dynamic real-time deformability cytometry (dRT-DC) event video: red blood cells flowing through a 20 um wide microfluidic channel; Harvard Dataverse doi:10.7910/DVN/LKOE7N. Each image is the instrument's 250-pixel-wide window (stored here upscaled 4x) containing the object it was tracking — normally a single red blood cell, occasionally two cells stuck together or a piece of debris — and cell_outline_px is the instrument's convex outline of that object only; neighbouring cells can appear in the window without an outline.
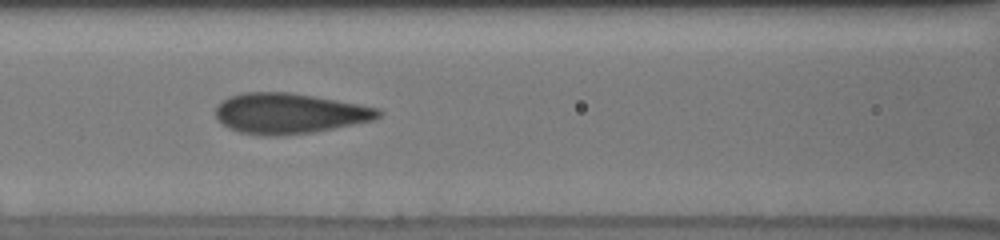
{"species": "human", "species_latin": "Homo sapiens", "temperature_condition": "cold", "stored_images_in_passage": 13, "camera_frame_rate_fps": 3000, "um_per_image_px": 0.085, "donor": {"sex": "male"}, "frame": {"image": 1, "passage_image": 10, "time_ms": 6.0, "image_size_px": [1000, 240], "cell_outline_px": [[384, 112], [376, 120], [312, 132], [276, 136], [260, 136], [240, 132], [228, 128], [220, 124], [216, 116], [216, 108], [228, 96], [244, 92], [288, 92], [360, 104], [380, 108]], "centroid_in_image_um": [24.6, 9.65], "position_along_channel_um": 142.0, "area_um2": 38.49}}
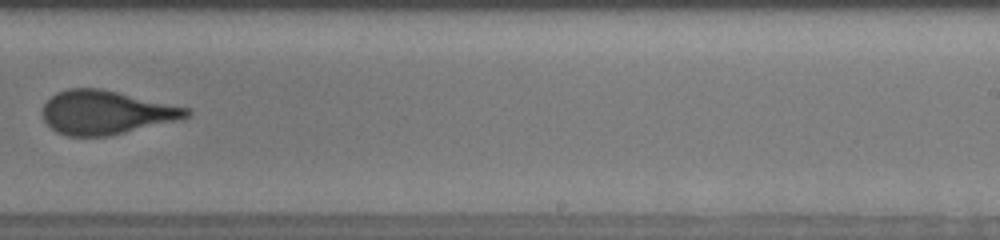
{"frame": {"image": 2, "passage_image": 13, "time_ms": 9.667, "image_size_px": [1000, 240], "cell_outline_px": [[192, 112], [188, 116], [180, 120], [112, 136], [68, 136], [56, 132], [44, 120], [44, 104], [56, 92], [68, 88], [100, 88], [192, 108]], "centroid_in_image_um": [9.07, 9.56], "position_along_channel_um": 279.9, "area_um2": 36.99}}